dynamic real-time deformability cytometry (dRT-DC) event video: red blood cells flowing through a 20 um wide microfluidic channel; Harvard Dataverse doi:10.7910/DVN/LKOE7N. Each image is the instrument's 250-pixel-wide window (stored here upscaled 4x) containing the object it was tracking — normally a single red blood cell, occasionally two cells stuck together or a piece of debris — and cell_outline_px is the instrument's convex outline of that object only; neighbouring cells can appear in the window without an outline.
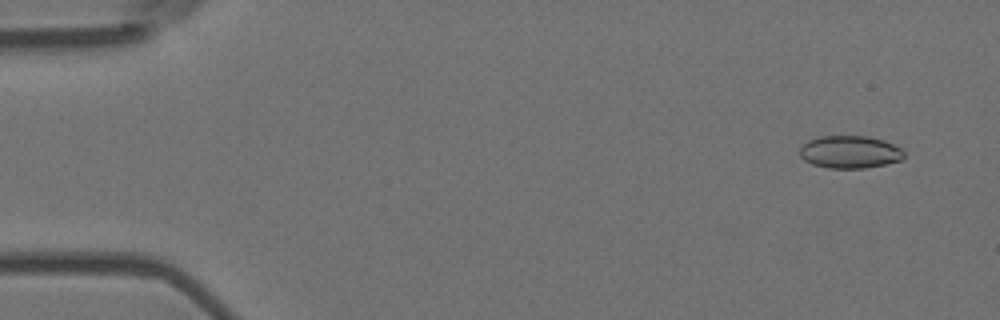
{"species": "Egyptian fruit bat (a non-hibernating species)", "species_latin": "Rousettus aegyptiacus", "temperature_condition": "room temperature", "stored_images_in_passage": 8, "camera_frame_rate_fps": 3000, "um_per_image_px": 0.085, "animal": {"sex": "female"}, "frame": {"image": 1, "passage_image": 1, "time_ms": 0.0, "image_size_px": [1000, 320], "cell_outline_px": [[904, 156], [900, 160], [884, 164], [864, 168], [828, 168], [812, 164], [804, 160], [800, 156], [800, 148], [808, 140], [820, 136], [868, 136], [884, 140], [900, 148], [904, 152]], "centroid_in_image_um": [72.22, 12.91], "position_along_channel_um": 12.8, "area_um2": 19.71}}